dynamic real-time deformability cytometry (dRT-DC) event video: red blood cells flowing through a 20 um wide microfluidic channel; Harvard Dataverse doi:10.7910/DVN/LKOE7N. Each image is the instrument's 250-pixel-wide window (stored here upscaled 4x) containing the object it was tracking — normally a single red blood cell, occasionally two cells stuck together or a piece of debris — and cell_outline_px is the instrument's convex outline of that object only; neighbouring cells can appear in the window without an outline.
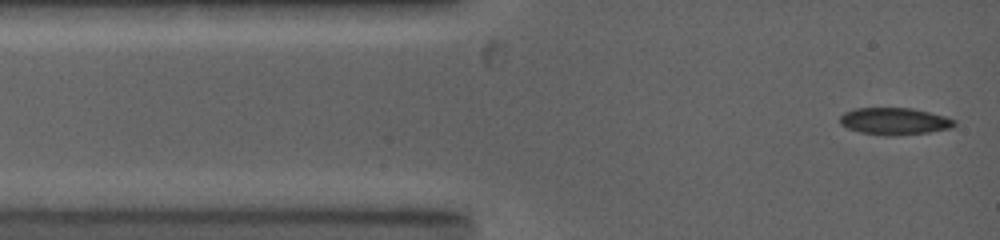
{"species": "common noctule bat (a hibernating species)", "species_latin": "Nyctalus noctula", "temperature_condition": "warm", "stored_images_in_passage": 9, "camera_frame_rate_fps": 5000, "um_per_image_px": 0.085, "animal": {"sex": "female", "body_mass_g": 19.0, "forearm_length_mm": 53.3}, "frame": {"image": 1, "passage_image": 1, "time_ms": 0.0, "image_size_px": [1000, 240], "cell_outline_px": [[956, 124], [952, 128], [928, 132], [892, 136], [888, 136], [860, 132], [848, 128], [840, 124], [840, 116], [844, 112], [856, 108], [912, 108], [944, 116], [956, 120]], "centroid_in_image_um": [76.03, 10.3], "position_along_channel_um": 9.0, "area_um2": 17.98}}
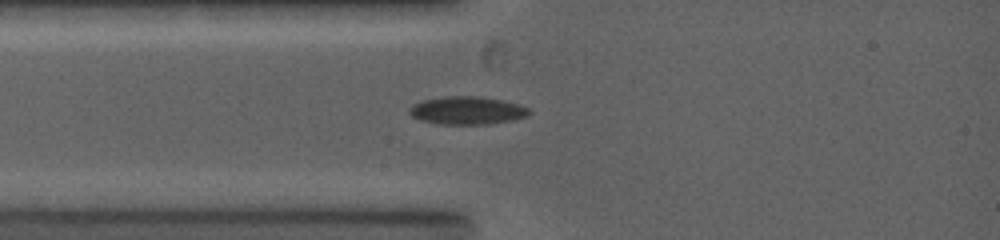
{"frame": {"image": 2, "passage_image": 3, "time_ms": 2.0, "image_size_px": [1000, 240], "cell_outline_px": [[532, 112], [528, 116], [512, 120], [488, 124], [440, 124], [420, 120], [412, 116], [408, 112], [408, 108], [412, 104], [420, 100], [448, 96], [480, 96], [504, 100], [528, 108]], "centroid_in_image_um": [39.68, 9.38], "position_along_channel_um": 45.3, "area_um2": 19.65}}
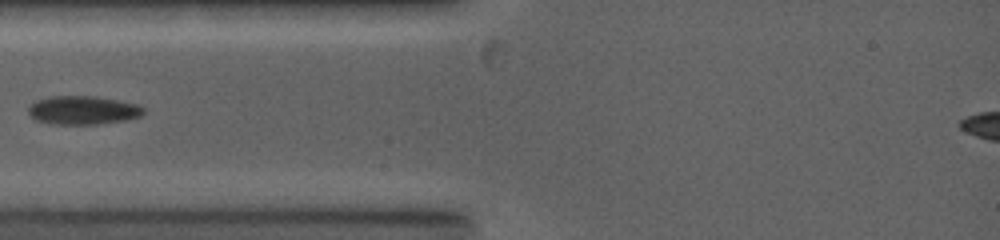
{"frame": {"image": 3, "passage_image": 4, "time_ms": 2.8, "image_size_px": [1000, 240], "cell_outline_px": [[144, 112], [140, 116], [124, 120], [96, 124], [52, 124], [36, 120], [28, 112], [28, 108], [36, 100], [48, 96], [96, 96], [136, 104], [144, 108]], "centroid_in_image_um": [7.02, 9.36], "position_along_channel_um": 78.0, "area_um2": 19.02}}